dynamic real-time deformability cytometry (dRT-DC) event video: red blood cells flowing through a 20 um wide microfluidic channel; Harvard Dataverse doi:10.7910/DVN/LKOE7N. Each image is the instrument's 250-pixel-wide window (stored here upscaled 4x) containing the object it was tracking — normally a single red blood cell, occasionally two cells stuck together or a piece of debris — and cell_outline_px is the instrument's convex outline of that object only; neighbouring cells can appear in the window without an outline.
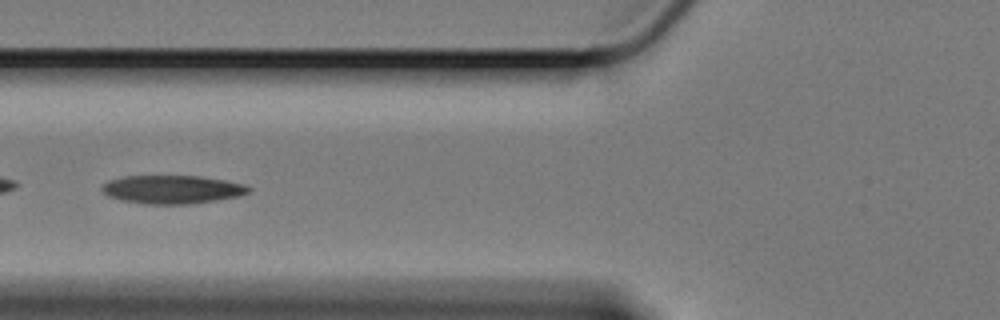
{"species": "Egyptian fruit bat (a non-hibernating species)", "species_latin": "Rousettus aegyptiacus", "temperature_condition": "cold", "stored_images_in_passage": 62, "camera_frame_rate_fps": 3000, "um_per_image_px": 0.085, "animal": {"sex": "female"}, "frame": {"image": 1, "passage_image": 24, "time_ms": 7.667, "image_size_px": [1000, 320], "cell_outline_px": [[252, 188], [248, 192], [240, 196], [192, 204], [144, 204], [120, 200], [108, 196], [100, 188], [104, 184], [112, 180], [124, 176], [196, 176], [224, 180], [244, 184]], "centroid_in_image_um": [14.64, 16.11], "position_along_channel_um": 111.2, "area_um2": 24.16}}
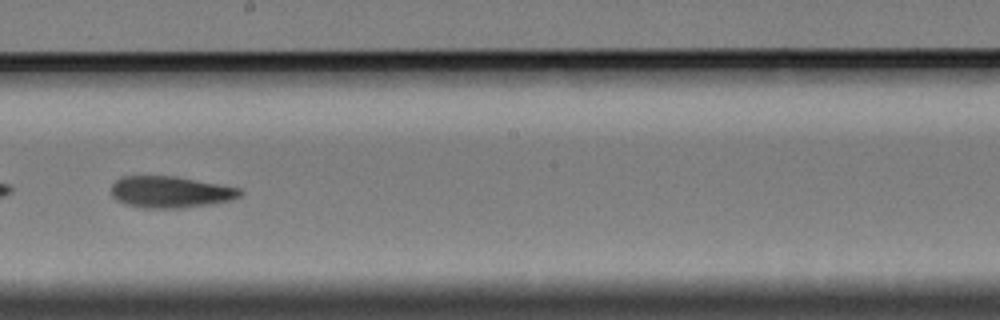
{"frame": {"image": 2, "passage_image": 35, "time_ms": 11.333, "image_size_px": [1000, 320], "cell_outline_px": [[244, 192], [240, 196], [232, 200], [208, 204], [180, 208], [144, 208], [124, 204], [116, 200], [112, 196], [112, 184], [120, 176], [176, 176], [240, 188]], "centroid_in_image_um": [14.47, 16.32], "position_along_channel_um": 233.7, "area_um2": 23.76}}
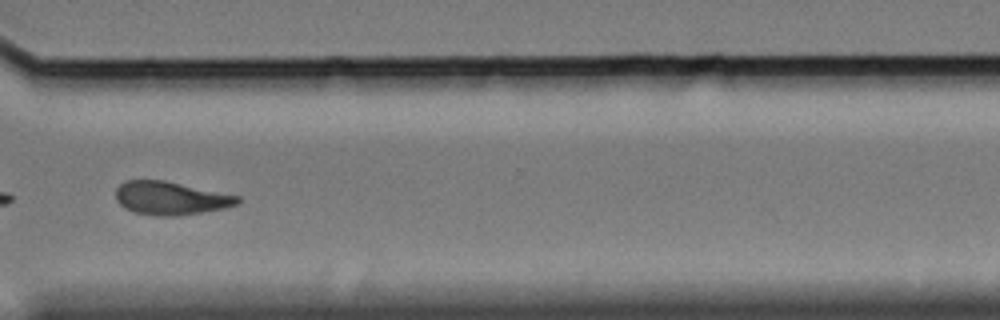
{"frame": {"image": 3, "passage_image": 46, "time_ms": 15.0, "image_size_px": [1000, 320], "cell_outline_px": [[240, 204], [224, 208], [176, 216], [152, 216], [132, 212], [124, 208], [116, 200], [116, 188], [124, 180], [164, 180], [240, 196]], "centroid_in_image_um": [14.48, 16.85], "position_along_channel_um": 356.1, "area_um2": 23.76}}